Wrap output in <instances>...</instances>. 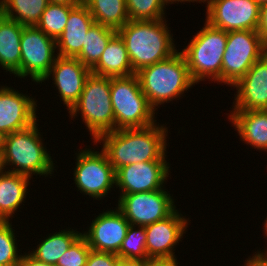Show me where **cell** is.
Listing matches in <instances>:
<instances>
[{
    "mask_svg": "<svg viewBox=\"0 0 267 266\" xmlns=\"http://www.w3.org/2000/svg\"><path fill=\"white\" fill-rule=\"evenodd\" d=\"M77 5L49 3L36 27L57 40L65 29L70 11Z\"/></svg>",
    "mask_w": 267,
    "mask_h": 266,
    "instance_id": "83f0119b",
    "label": "cell"
},
{
    "mask_svg": "<svg viewBox=\"0 0 267 266\" xmlns=\"http://www.w3.org/2000/svg\"><path fill=\"white\" fill-rule=\"evenodd\" d=\"M167 189L124 194L116 206L130 225L147 226L170 216L175 210L174 199Z\"/></svg>",
    "mask_w": 267,
    "mask_h": 266,
    "instance_id": "8fae6325",
    "label": "cell"
},
{
    "mask_svg": "<svg viewBox=\"0 0 267 266\" xmlns=\"http://www.w3.org/2000/svg\"><path fill=\"white\" fill-rule=\"evenodd\" d=\"M91 71L95 75L105 77H126L136 74L132 69L125 43L118 33L110 39Z\"/></svg>",
    "mask_w": 267,
    "mask_h": 266,
    "instance_id": "7402d4cb",
    "label": "cell"
},
{
    "mask_svg": "<svg viewBox=\"0 0 267 266\" xmlns=\"http://www.w3.org/2000/svg\"><path fill=\"white\" fill-rule=\"evenodd\" d=\"M94 23L95 20L83 2L75 6L69 13L64 31L56 40L57 54L62 57H76Z\"/></svg>",
    "mask_w": 267,
    "mask_h": 266,
    "instance_id": "d6986e66",
    "label": "cell"
},
{
    "mask_svg": "<svg viewBox=\"0 0 267 266\" xmlns=\"http://www.w3.org/2000/svg\"><path fill=\"white\" fill-rule=\"evenodd\" d=\"M24 254L25 255L22 254L18 266H54L37 260L29 252Z\"/></svg>",
    "mask_w": 267,
    "mask_h": 266,
    "instance_id": "8d00e7d4",
    "label": "cell"
},
{
    "mask_svg": "<svg viewBox=\"0 0 267 266\" xmlns=\"http://www.w3.org/2000/svg\"><path fill=\"white\" fill-rule=\"evenodd\" d=\"M20 44L21 78L28 76L35 83H42L58 56L56 40L36 26H24Z\"/></svg>",
    "mask_w": 267,
    "mask_h": 266,
    "instance_id": "30bf717a",
    "label": "cell"
},
{
    "mask_svg": "<svg viewBox=\"0 0 267 266\" xmlns=\"http://www.w3.org/2000/svg\"><path fill=\"white\" fill-rule=\"evenodd\" d=\"M255 1H257L260 5L267 3V0H255Z\"/></svg>",
    "mask_w": 267,
    "mask_h": 266,
    "instance_id": "7bdbcfd3",
    "label": "cell"
},
{
    "mask_svg": "<svg viewBox=\"0 0 267 266\" xmlns=\"http://www.w3.org/2000/svg\"><path fill=\"white\" fill-rule=\"evenodd\" d=\"M144 226L129 225L119 252L121 258L148 259Z\"/></svg>",
    "mask_w": 267,
    "mask_h": 266,
    "instance_id": "f1b7e54d",
    "label": "cell"
},
{
    "mask_svg": "<svg viewBox=\"0 0 267 266\" xmlns=\"http://www.w3.org/2000/svg\"><path fill=\"white\" fill-rule=\"evenodd\" d=\"M245 266H267V255L261 251H256L252 257L249 256L245 262H244Z\"/></svg>",
    "mask_w": 267,
    "mask_h": 266,
    "instance_id": "e575fe53",
    "label": "cell"
},
{
    "mask_svg": "<svg viewBox=\"0 0 267 266\" xmlns=\"http://www.w3.org/2000/svg\"><path fill=\"white\" fill-rule=\"evenodd\" d=\"M232 87V110H267V53Z\"/></svg>",
    "mask_w": 267,
    "mask_h": 266,
    "instance_id": "ac0fdd59",
    "label": "cell"
},
{
    "mask_svg": "<svg viewBox=\"0 0 267 266\" xmlns=\"http://www.w3.org/2000/svg\"><path fill=\"white\" fill-rule=\"evenodd\" d=\"M165 124L154 123L143 128L118 129L100 135L94 142L102 143V151L116 171L126 165L167 161V134Z\"/></svg>",
    "mask_w": 267,
    "mask_h": 266,
    "instance_id": "6da1fadb",
    "label": "cell"
},
{
    "mask_svg": "<svg viewBox=\"0 0 267 266\" xmlns=\"http://www.w3.org/2000/svg\"><path fill=\"white\" fill-rule=\"evenodd\" d=\"M119 257L114 253L94 251L91 249L86 266H117Z\"/></svg>",
    "mask_w": 267,
    "mask_h": 266,
    "instance_id": "d6a6232c",
    "label": "cell"
},
{
    "mask_svg": "<svg viewBox=\"0 0 267 266\" xmlns=\"http://www.w3.org/2000/svg\"><path fill=\"white\" fill-rule=\"evenodd\" d=\"M38 126L36 122L29 128L5 136L0 169L22 174L31 179L36 174L44 177L52 176L55 163L44 147L43 135L41 136Z\"/></svg>",
    "mask_w": 267,
    "mask_h": 266,
    "instance_id": "3957f363",
    "label": "cell"
},
{
    "mask_svg": "<svg viewBox=\"0 0 267 266\" xmlns=\"http://www.w3.org/2000/svg\"><path fill=\"white\" fill-rule=\"evenodd\" d=\"M130 223L116 207L103 211L92 220L88 231L82 232L88 245L94 251L117 254Z\"/></svg>",
    "mask_w": 267,
    "mask_h": 266,
    "instance_id": "9a60e30c",
    "label": "cell"
},
{
    "mask_svg": "<svg viewBox=\"0 0 267 266\" xmlns=\"http://www.w3.org/2000/svg\"><path fill=\"white\" fill-rule=\"evenodd\" d=\"M257 31L267 47V3L260 6V20Z\"/></svg>",
    "mask_w": 267,
    "mask_h": 266,
    "instance_id": "836d02e7",
    "label": "cell"
},
{
    "mask_svg": "<svg viewBox=\"0 0 267 266\" xmlns=\"http://www.w3.org/2000/svg\"><path fill=\"white\" fill-rule=\"evenodd\" d=\"M90 251L86 238L81 234L60 257L56 266H86Z\"/></svg>",
    "mask_w": 267,
    "mask_h": 266,
    "instance_id": "1f68e13d",
    "label": "cell"
},
{
    "mask_svg": "<svg viewBox=\"0 0 267 266\" xmlns=\"http://www.w3.org/2000/svg\"><path fill=\"white\" fill-rule=\"evenodd\" d=\"M111 102L115 117V130L143 128L157 122L155 110L141 90L136 74L111 77Z\"/></svg>",
    "mask_w": 267,
    "mask_h": 266,
    "instance_id": "52a82bcc",
    "label": "cell"
},
{
    "mask_svg": "<svg viewBox=\"0 0 267 266\" xmlns=\"http://www.w3.org/2000/svg\"><path fill=\"white\" fill-rule=\"evenodd\" d=\"M75 155L77 161L73 176L78 191L97 200L106 197L116 185L115 170L106 154L85 147Z\"/></svg>",
    "mask_w": 267,
    "mask_h": 266,
    "instance_id": "9c48e42d",
    "label": "cell"
},
{
    "mask_svg": "<svg viewBox=\"0 0 267 266\" xmlns=\"http://www.w3.org/2000/svg\"><path fill=\"white\" fill-rule=\"evenodd\" d=\"M117 30L94 23L87 32L81 52L76 58L90 69L99 61L110 39Z\"/></svg>",
    "mask_w": 267,
    "mask_h": 266,
    "instance_id": "4316f807",
    "label": "cell"
},
{
    "mask_svg": "<svg viewBox=\"0 0 267 266\" xmlns=\"http://www.w3.org/2000/svg\"><path fill=\"white\" fill-rule=\"evenodd\" d=\"M146 260L144 259H132V258H121L118 259L117 266H145Z\"/></svg>",
    "mask_w": 267,
    "mask_h": 266,
    "instance_id": "74e56055",
    "label": "cell"
},
{
    "mask_svg": "<svg viewBox=\"0 0 267 266\" xmlns=\"http://www.w3.org/2000/svg\"><path fill=\"white\" fill-rule=\"evenodd\" d=\"M228 32L205 21L190 43L181 51L187 62L190 76L196 83L214 81L221 83L222 58L226 49Z\"/></svg>",
    "mask_w": 267,
    "mask_h": 266,
    "instance_id": "5b68a950",
    "label": "cell"
},
{
    "mask_svg": "<svg viewBox=\"0 0 267 266\" xmlns=\"http://www.w3.org/2000/svg\"><path fill=\"white\" fill-rule=\"evenodd\" d=\"M95 23L118 30L129 21L125 0H83Z\"/></svg>",
    "mask_w": 267,
    "mask_h": 266,
    "instance_id": "d4e9b609",
    "label": "cell"
},
{
    "mask_svg": "<svg viewBox=\"0 0 267 266\" xmlns=\"http://www.w3.org/2000/svg\"><path fill=\"white\" fill-rule=\"evenodd\" d=\"M136 75L142 92L155 111L164 103L179 100L185 91L196 84L181 50L165 60L140 69Z\"/></svg>",
    "mask_w": 267,
    "mask_h": 266,
    "instance_id": "277c9868",
    "label": "cell"
},
{
    "mask_svg": "<svg viewBox=\"0 0 267 266\" xmlns=\"http://www.w3.org/2000/svg\"><path fill=\"white\" fill-rule=\"evenodd\" d=\"M264 226H263V229H264V234H265V236L267 237V217H266V219L264 220Z\"/></svg>",
    "mask_w": 267,
    "mask_h": 266,
    "instance_id": "b9f144b4",
    "label": "cell"
},
{
    "mask_svg": "<svg viewBox=\"0 0 267 266\" xmlns=\"http://www.w3.org/2000/svg\"><path fill=\"white\" fill-rule=\"evenodd\" d=\"M20 93L12 87H0V132L3 135L29 128L37 120L35 97Z\"/></svg>",
    "mask_w": 267,
    "mask_h": 266,
    "instance_id": "2e32d148",
    "label": "cell"
},
{
    "mask_svg": "<svg viewBox=\"0 0 267 266\" xmlns=\"http://www.w3.org/2000/svg\"><path fill=\"white\" fill-rule=\"evenodd\" d=\"M10 222L0 221V266H18L22 257Z\"/></svg>",
    "mask_w": 267,
    "mask_h": 266,
    "instance_id": "4dcf8cb0",
    "label": "cell"
},
{
    "mask_svg": "<svg viewBox=\"0 0 267 266\" xmlns=\"http://www.w3.org/2000/svg\"><path fill=\"white\" fill-rule=\"evenodd\" d=\"M166 4H167V6L169 5V4H174V3H176L177 2V4L180 2V3H185V2H199V3H201V2H203V3H205V0H163Z\"/></svg>",
    "mask_w": 267,
    "mask_h": 266,
    "instance_id": "ab89813d",
    "label": "cell"
},
{
    "mask_svg": "<svg viewBox=\"0 0 267 266\" xmlns=\"http://www.w3.org/2000/svg\"><path fill=\"white\" fill-rule=\"evenodd\" d=\"M145 266H178L177 258H148Z\"/></svg>",
    "mask_w": 267,
    "mask_h": 266,
    "instance_id": "d590c367",
    "label": "cell"
},
{
    "mask_svg": "<svg viewBox=\"0 0 267 266\" xmlns=\"http://www.w3.org/2000/svg\"><path fill=\"white\" fill-rule=\"evenodd\" d=\"M166 22V18L129 20L117 30L125 43L135 73L169 58L178 51Z\"/></svg>",
    "mask_w": 267,
    "mask_h": 266,
    "instance_id": "7a4b0ae2",
    "label": "cell"
},
{
    "mask_svg": "<svg viewBox=\"0 0 267 266\" xmlns=\"http://www.w3.org/2000/svg\"><path fill=\"white\" fill-rule=\"evenodd\" d=\"M91 69L83 65L76 57L57 56L49 74L42 81L53 79L58 95L69 111L78 101Z\"/></svg>",
    "mask_w": 267,
    "mask_h": 266,
    "instance_id": "e0dca14e",
    "label": "cell"
},
{
    "mask_svg": "<svg viewBox=\"0 0 267 266\" xmlns=\"http://www.w3.org/2000/svg\"><path fill=\"white\" fill-rule=\"evenodd\" d=\"M81 234L74 229L61 231L59 229V232L50 233L41 243L39 242L37 248H33L29 253L39 261L56 266L60 257Z\"/></svg>",
    "mask_w": 267,
    "mask_h": 266,
    "instance_id": "cb8c5ba5",
    "label": "cell"
},
{
    "mask_svg": "<svg viewBox=\"0 0 267 266\" xmlns=\"http://www.w3.org/2000/svg\"><path fill=\"white\" fill-rule=\"evenodd\" d=\"M4 138H5V135H3V134L0 132V157H1V154H2V151H3Z\"/></svg>",
    "mask_w": 267,
    "mask_h": 266,
    "instance_id": "60d3db41",
    "label": "cell"
},
{
    "mask_svg": "<svg viewBox=\"0 0 267 266\" xmlns=\"http://www.w3.org/2000/svg\"><path fill=\"white\" fill-rule=\"evenodd\" d=\"M49 0H0V13L24 26H36Z\"/></svg>",
    "mask_w": 267,
    "mask_h": 266,
    "instance_id": "484cf974",
    "label": "cell"
},
{
    "mask_svg": "<svg viewBox=\"0 0 267 266\" xmlns=\"http://www.w3.org/2000/svg\"><path fill=\"white\" fill-rule=\"evenodd\" d=\"M267 53V47L258 31L228 32L222 58L221 84L234 86Z\"/></svg>",
    "mask_w": 267,
    "mask_h": 266,
    "instance_id": "ba28073f",
    "label": "cell"
},
{
    "mask_svg": "<svg viewBox=\"0 0 267 266\" xmlns=\"http://www.w3.org/2000/svg\"><path fill=\"white\" fill-rule=\"evenodd\" d=\"M49 2L66 5H80L83 0H49Z\"/></svg>",
    "mask_w": 267,
    "mask_h": 266,
    "instance_id": "f35d334b",
    "label": "cell"
},
{
    "mask_svg": "<svg viewBox=\"0 0 267 266\" xmlns=\"http://www.w3.org/2000/svg\"><path fill=\"white\" fill-rule=\"evenodd\" d=\"M129 20H161L167 4L163 0H125Z\"/></svg>",
    "mask_w": 267,
    "mask_h": 266,
    "instance_id": "f546056e",
    "label": "cell"
},
{
    "mask_svg": "<svg viewBox=\"0 0 267 266\" xmlns=\"http://www.w3.org/2000/svg\"><path fill=\"white\" fill-rule=\"evenodd\" d=\"M176 209L170 216L144 226L148 258H176L174 247L182 241L189 218Z\"/></svg>",
    "mask_w": 267,
    "mask_h": 266,
    "instance_id": "5bb4252c",
    "label": "cell"
},
{
    "mask_svg": "<svg viewBox=\"0 0 267 266\" xmlns=\"http://www.w3.org/2000/svg\"><path fill=\"white\" fill-rule=\"evenodd\" d=\"M24 25L0 13V67L21 79V36Z\"/></svg>",
    "mask_w": 267,
    "mask_h": 266,
    "instance_id": "44dd1931",
    "label": "cell"
},
{
    "mask_svg": "<svg viewBox=\"0 0 267 266\" xmlns=\"http://www.w3.org/2000/svg\"><path fill=\"white\" fill-rule=\"evenodd\" d=\"M110 87L111 77L91 73L78 101L68 112L71 120L80 114L94 141L100 135L115 130Z\"/></svg>",
    "mask_w": 267,
    "mask_h": 266,
    "instance_id": "8992f818",
    "label": "cell"
},
{
    "mask_svg": "<svg viewBox=\"0 0 267 266\" xmlns=\"http://www.w3.org/2000/svg\"><path fill=\"white\" fill-rule=\"evenodd\" d=\"M206 19L210 25L226 32L258 30L260 4L255 0H205Z\"/></svg>",
    "mask_w": 267,
    "mask_h": 266,
    "instance_id": "7c38bea8",
    "label": "cell"
},
{
    "mask_svg": "<svg viewBox=\"0 0 267 266\" xmlns=\"http://www.w3.org/2000/svg\"><path fill=\"white\" fill-rule=\"evenodd\" d=\"M29 180L28 176L0 169V221H11L14 217L27 197Z\"/></svg>",
    "mask_w": 267,
    "mask_h": 266,
    "instance_id": "603a6c76",
    "label": "cell"
},
{
    "mask_svg": "<svg viewBox=\"0 0 267 266\" xmlns=\"http://www.w3.org/2000/svg\"><path fill=\"white\" fill-rule=\"evenodd\" d=\"M228 119L240 141L267 153V110H230Z\"/></svg>",
    "mask_w": 267,
    "mask_h": 266,
    "instance_id": "ffe728a7",
    "label": "cell"
},
{
    "mask_svg": "<svg viewBox=\"0 0 267 266\" xmlns=\"http://www.w3.org/2000/svg\"><path fill=\"white\" fill-rule=\"evenodd\" d=\"M170 164L167 161H147L118 168L116 188L120 196L131 193L155 191L165 188L170 175ZM121 190V191H120Z\"/></svg>",
    "mask_w": 267,
    "mask_h": 266,
    "instance_id": "4fadbf2b",
    "label": "cell"
}]
</instances>
